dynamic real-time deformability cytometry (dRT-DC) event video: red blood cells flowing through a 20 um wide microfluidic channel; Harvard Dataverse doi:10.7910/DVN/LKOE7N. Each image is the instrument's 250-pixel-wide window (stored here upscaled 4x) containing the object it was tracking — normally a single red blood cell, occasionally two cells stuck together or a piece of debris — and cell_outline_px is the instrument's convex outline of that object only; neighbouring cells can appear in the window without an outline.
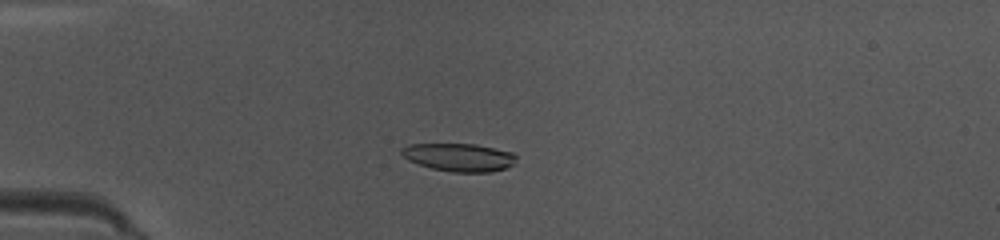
{"species": "common noctule bat (a hibernating species)", "species_latin": "Nyctalus noctula", "temperature_condition": "warm", "stored_images_in_passage": 48, "camera_frame_rate_fps": 3000, "um_per_image_px": 0.085, "animal": {"sex": "female", "body_mass_g": 10.0, "forearm_length_mm": 53.1}, "frame": {"image": 1, "passage_image": 13, "time_ms": 4.0, "image_size_px": [1000, 240], "cell_outline_px": [[516, 164], [492, 172], [452, 172], [432, 168], [408, 160], [400, 152], [400, 148], [408, 144], [476, 144], [512, 152], [516, 156]], "centroid_in_image_um": [39.03, 13.36], "position_along_channel_um": 46.0, "area_um2": 18.73}}
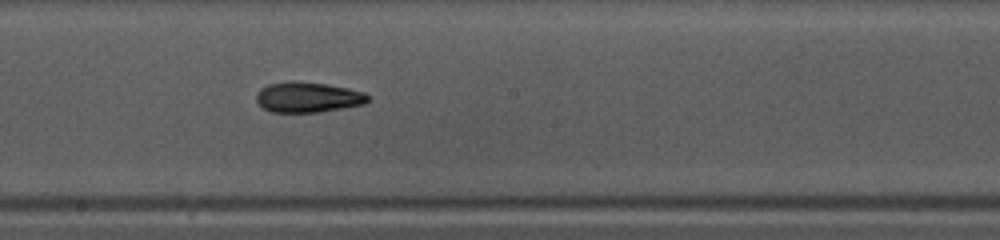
{"frame": {"image": 2, "passage_image": 27, "time_ms": 8.667, "image_size_px": [1000, 240], "cell_outline_px": [[368, 100], [364, 104], [344, 108], [320, 112], [272, 112], [264, 108], [256, 100], [256, 92], [260, 88], [268, 84], [324, 84], [348, 88], [364, 92], [368, 96]], "centroid_in_image_um": [26.19, 8.31], "position_along_channel_um": 222.0, "area_um2": 18.96}}
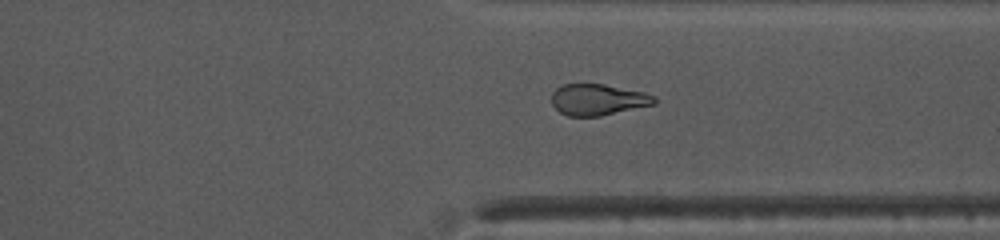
{"frame": {"image": 3, "passage_image": 37, "time_ms": 12.0, "image_size_px": [1000, 240], "cell_outline_px": [[656, 104], [600, 116], [568, 116], [560, 112], [552, 104], [552, 92], [556, 88], [564, 84], [604, 84], [644, 92], [652, 96], [656, 100]], "centroid_in_image_um": [50.81, 8.47], "position_along_channel_um": 360.6, "area_um2": 18.61}, "authors_computed_cell_mechanics": {"area_um2": 19.1607, "velocity_mm_per_s": 4.1702, "shape_relaxation_time_tau1_ms": 6.2446, "shape_relaxation_time_tau2_ms": 3.3897, "deformation_change_tau1": 0.1906, "deformation_change_tau2": 0.1281}}